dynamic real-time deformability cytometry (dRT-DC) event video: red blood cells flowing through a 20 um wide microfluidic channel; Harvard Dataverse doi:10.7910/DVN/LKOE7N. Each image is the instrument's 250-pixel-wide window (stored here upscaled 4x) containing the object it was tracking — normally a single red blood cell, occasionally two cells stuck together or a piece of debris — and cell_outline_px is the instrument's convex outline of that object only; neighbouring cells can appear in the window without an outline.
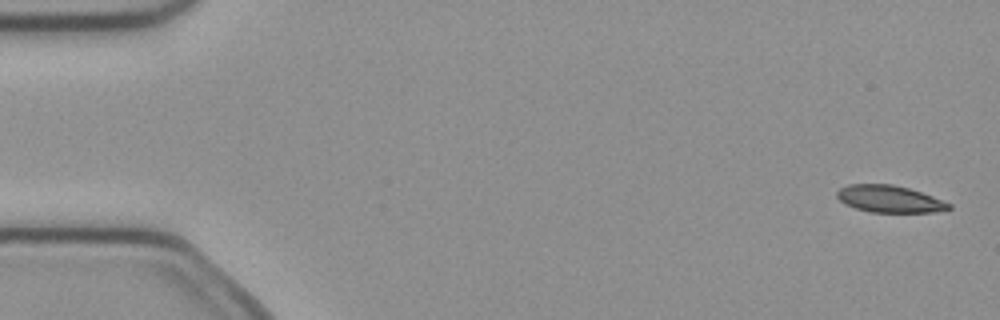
{"species": "common noctule bat (a hibernating species)", "species_latin": "Nyctalus noctula", "temperature_condition": "cold", "stored_images_in_passage": 4, "camera_frame_rate_fps": 3000, "um_per_image_px": 0.085, "animal": {"sex": "female", "body_mass_g": 21.9}, "frame": {"image": 1, "passage_image": 1, "time_ms": 0.0, "image_size_px": [1000, 320], "cell_outline_px": [[952, 208], [932, 212], [872, 212], [856, 208], [844, 204], [836, 196], [836, 192], [840, 188], [848, 184], [892, 184], [908, 188], [932, 196], [952, 204]], "centroid_in_image_um": [75.58, 16.91], "position_along_channel_um": 9.4, "area_um2": 17.51}}